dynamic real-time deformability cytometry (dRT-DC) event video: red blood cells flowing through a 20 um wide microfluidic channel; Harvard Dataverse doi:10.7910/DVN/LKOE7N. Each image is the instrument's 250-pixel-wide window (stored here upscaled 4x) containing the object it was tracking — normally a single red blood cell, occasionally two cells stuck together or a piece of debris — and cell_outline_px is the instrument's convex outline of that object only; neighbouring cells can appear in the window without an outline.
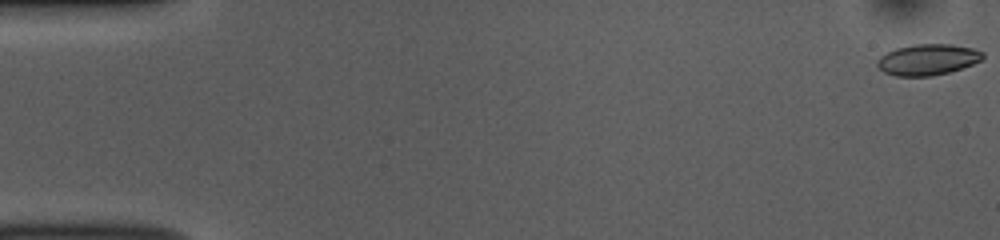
{"species": "common noctule bat (a hibernating species)", "species_latin": "Nyctalus noctula", "temperature_condition": "room temperature", "stored_images_in_passage": 52, "camera_frame_rate_fps": 3000, "um_per_image_px": 0.085, "animal": {"sex": "female", "body_mass_g": 10.0, "forearm_length_mm": 53.1}, "frame": {"image": 1, "passage_image": 1, "time_ms": 0.0, "image_size_px": [1000, 240], "cell_outline_px": [[984, 56], [980, 60], [972, 64], [948, 72], [932, 76], [896, 76], [884, 72], [876, 64], [876, 60], [880, 56], [896, 48], [916, 44], [952, 44], [972, 48], [984, 52]], "centroid_in_image_um": [78.84, 5.06], "position_along_channel_um": 6.2, "area_um2": 18.96}}
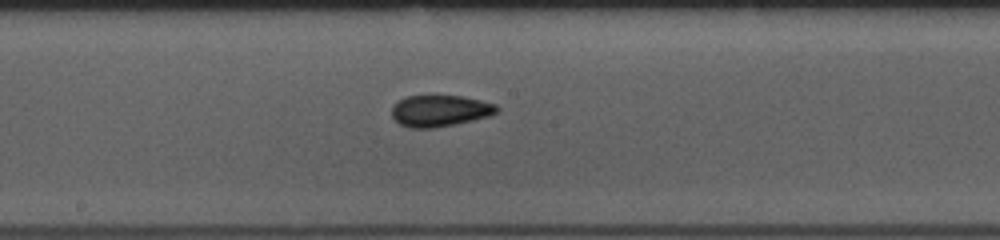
{"frame": {"image": 2, "passage_image": 28, "time_ms": 9.0, "image_size_px": [1000, 240], "cell_outline_px": [[500, 112], [488, 116], [472, 120], [432, 128], [412, 128], [400, 124], [392, 116], [392, 104], [396, 100], [404, 96], [460, 96], [480, 100], [496, 104], [500, 108]], "centroid_in_image_um": [37.38, 9.4], "position_along_channel_um": 210.8, "area_um2": 19.25}}
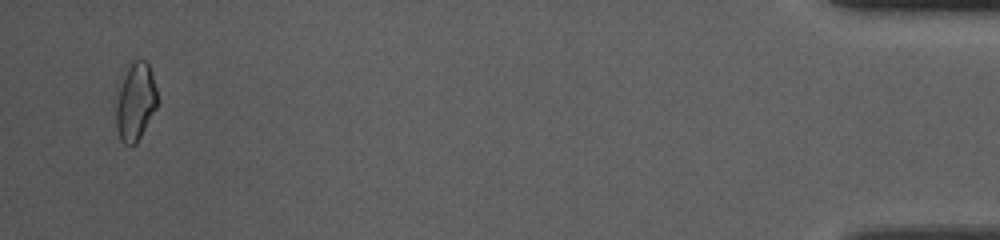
{"frame": {"image": 3, "passage_image": 51, "time_ms": 16.667, "image_size_px": [1000, 240], "cell_outline_px": [[156, 108], [136, 144], [124, 144], [120, 140], [116, 128], [116, 88], [124, 64], [128, 60], [144, 60], [148, 64], [156, 88]], "centroid_in_image_um": [11.43, 8.56], "position_along_channel_um": 423.8, "area_um2": 19.36}, "authors_computed_cell_mechanics": {"area_um2": 18.9006, "velocity_mm_per_s": 3.8572, "shape_relaxation_time_tau1_ms": null, "shape_relaxation_time_tau2_ms": 1.4894, "deformation_change_tau1": null, "deformation_change_tau2": 0.0505}}